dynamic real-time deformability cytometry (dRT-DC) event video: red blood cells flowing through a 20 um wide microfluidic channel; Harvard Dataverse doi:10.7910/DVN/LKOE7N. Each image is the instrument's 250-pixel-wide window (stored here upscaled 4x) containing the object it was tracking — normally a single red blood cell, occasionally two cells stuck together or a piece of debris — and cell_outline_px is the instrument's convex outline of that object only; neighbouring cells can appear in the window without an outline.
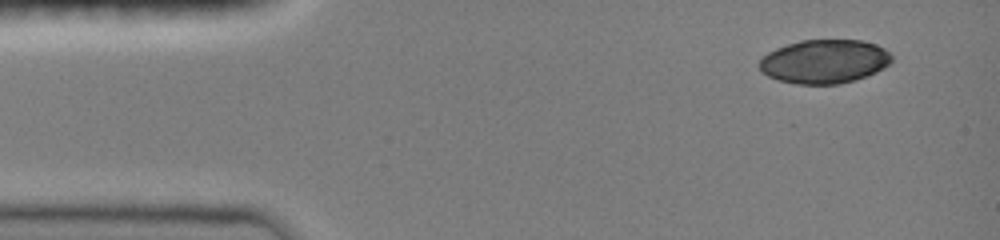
{"species": "common noctule bat (a hibernating species)", "species_latin": "Nyctalus noctula", "temperature_condition": "room temperature", "stored_images_in_passage": 19, "camera_frame_rate_fps": 3000, "um_per_image_px": 0.085, "animal": {"sex": "female", "body_mass_g": 19.0, "forearm_length_mm": 51.5}, "frame": {"image": 1, "passage_image": 3, "time_ms": 1.0, "image_size_px": [1000, 240], "cell_outline_px": [[892, 60], [884, 68], [868, 76], [856, 80], [840, 84], [796, 84], [776, 80], [768, 76], [760, 68], [760, 60], [768, 52], [776, 48], [800, 40], [860, 40], [876, 44], [884, 48], [892, 56]], "centroid_in_image_um": [70.09, 5.23], "position_along_channel_um": 14.9, "area_um2": 33.87}}